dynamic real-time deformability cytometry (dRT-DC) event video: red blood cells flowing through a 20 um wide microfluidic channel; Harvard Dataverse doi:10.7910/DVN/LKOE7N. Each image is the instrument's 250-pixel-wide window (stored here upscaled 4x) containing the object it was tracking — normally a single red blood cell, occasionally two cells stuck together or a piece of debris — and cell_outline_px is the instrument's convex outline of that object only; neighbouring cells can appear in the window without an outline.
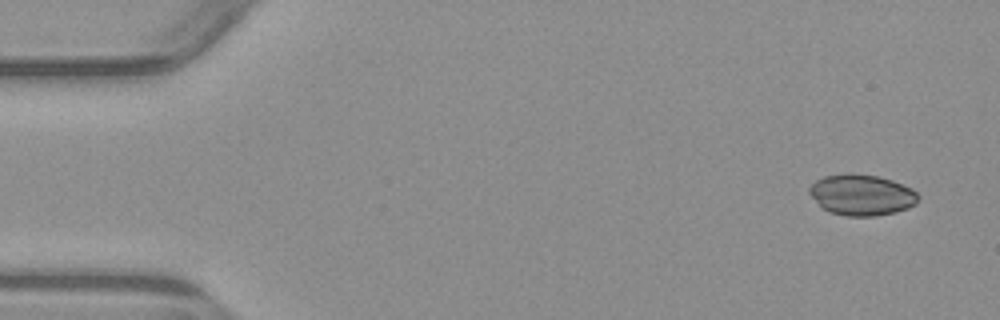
{"species": "common noctule bat (a hibernating species)", "species_latin": "Nyctalus noctula", "temperature_condition": "warm", "stored_images_in_passage": 5, "camera_frame_rate_fps": 3000, "um_per_image_px": 0.085, "animal": {"sex": "male", "body_mass_g": 23.1, "forearm_length_mm": 52.7}, "frame": {"image": 1, "passage_image": 1, "time_ms": 0.0, "image_size_px": [1000, 320], "cell_outline_px": [[920, 200], [916, 204], [908, 208], [896, 212], [876, 216], [848, 216], [828, 212], [808, 192], [808, 188], [816, 180], [824, 176], [848, 172], [880, 176], [904, 184], [912, 188], [920, 196]], "centroid_in_image_um": [73.28, 16.55], "position_along_channel_um": 11.7, "area_um2": 26.3}}
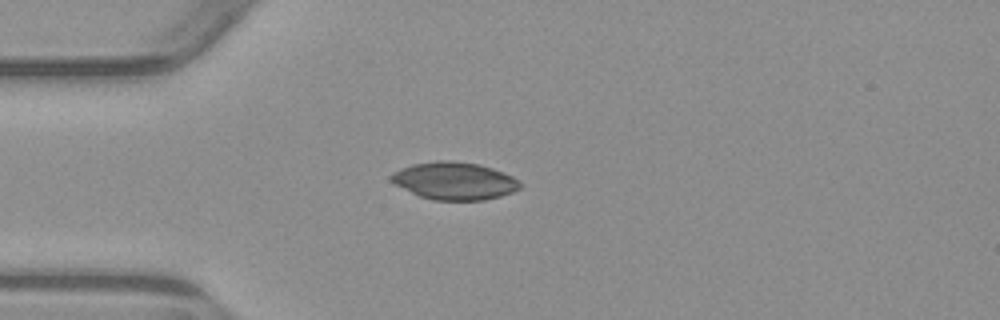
{"frame": {"image": 2, "passage_image": 4, "time_ms": 3.667, "image_size_px": [1000, 320], "cell_outline_px": [[524, 184], [520, 188], [512, 192], [500, 196], [484, 200], [432, 200], [420, 196], [388, 180], [388, 176], [392, 172], [400, 168], [412, 164], [440, 160], [448, 160], [480, 164], [504, 172], [512, 176]], "centroid_in_image_um": [38.63, 15.36], "position_along_channel_um": 46.4, "area_um2": 28.32}}